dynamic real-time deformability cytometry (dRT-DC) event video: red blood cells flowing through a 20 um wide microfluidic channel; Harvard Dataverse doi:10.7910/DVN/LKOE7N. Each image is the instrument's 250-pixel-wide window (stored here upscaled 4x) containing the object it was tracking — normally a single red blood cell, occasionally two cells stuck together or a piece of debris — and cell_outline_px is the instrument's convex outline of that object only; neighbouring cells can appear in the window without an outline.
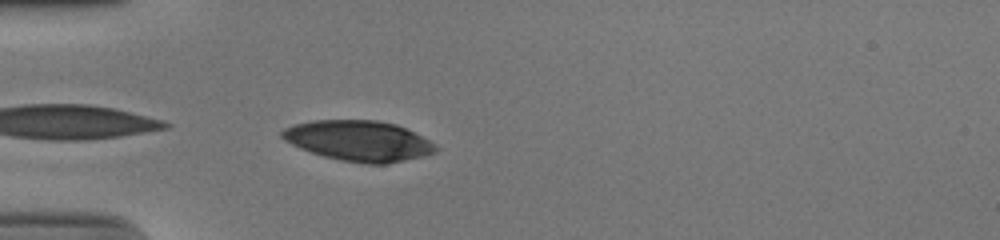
{"species": "human", "species_latin": "Homo sapiens", "temperature_condition": "cold", "stored_images_in_passage": 18, "camera_frame_rate_fps": 3000, "um_per_image_px": 0.085, "donor": {"sex": "male"}, "frame": {"image": 1, "passage_image": 1, "time_ms": 0.0, "image_size_px": [1000, 240], "cell_outline_px": [[440, 148], [436, 152], [424, 156], [384, 164], [364, 164], [340, 160], [324, 156], [300, 148], [284, 140], [280, 136], [280, 132], [284, 128], [292, 124], [312, 120], [376, 120], [396, 124], [436, 144]], "centroid_in_image_um": [30.47, 11.97], "position_along_channel_um": 54.5, "area_um2": 36.24}}
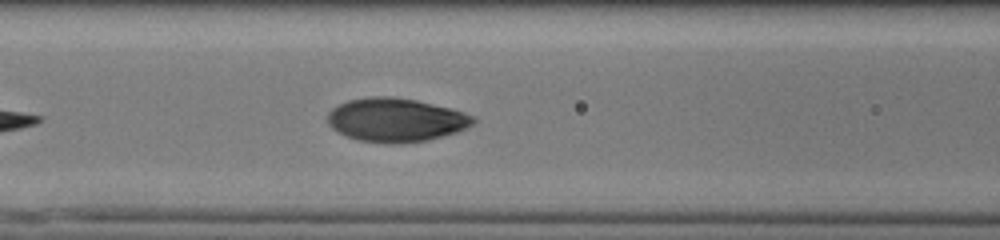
{"frame": {"image": 2, "passage_image": 8, "time_ms": 2.333, "image_size_px": [1000, 240], "cell_outline_px": [[476, 120], [472, 124], [456, 132], [428, 140], [400, 144], [388, 144], [360, 140], [348, 136], [332, 128], [328, 124], [328, 112], [332, 108], [348, 100], [368, 96], [392, 96], [416, 100], [452, 108], [476, 116]], "centroid_in_image_um": [33.66, 10.18], "position_along_channel_um": 132.9, "area_um2": 37.17}}
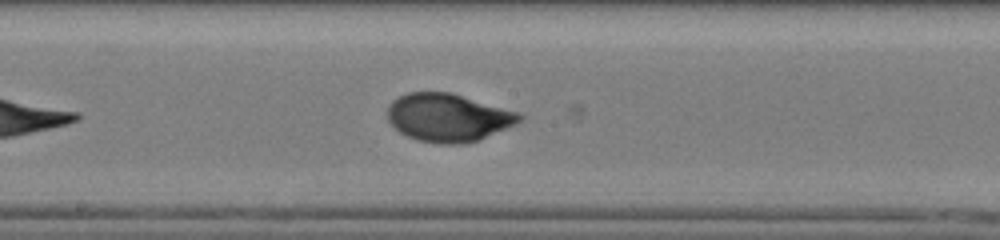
{"frame": {"image": 3, "passage_image": 14, "time_ms": 4.333, "image_size_px": [1000, 240], "cell_outline_px": [[524, 120], [516, 124], [480, 140], [460, 144], [440, 144], [416, 140], [400, 132], [388, 120], [388, 108], [392, 100], [408, 92], [452, 92], [520, 112], [524, 116]], "centroid_in_image_um": [38.14, 9.99], "position_along_channel_um": 210.1, "area_um2": 37.22}}